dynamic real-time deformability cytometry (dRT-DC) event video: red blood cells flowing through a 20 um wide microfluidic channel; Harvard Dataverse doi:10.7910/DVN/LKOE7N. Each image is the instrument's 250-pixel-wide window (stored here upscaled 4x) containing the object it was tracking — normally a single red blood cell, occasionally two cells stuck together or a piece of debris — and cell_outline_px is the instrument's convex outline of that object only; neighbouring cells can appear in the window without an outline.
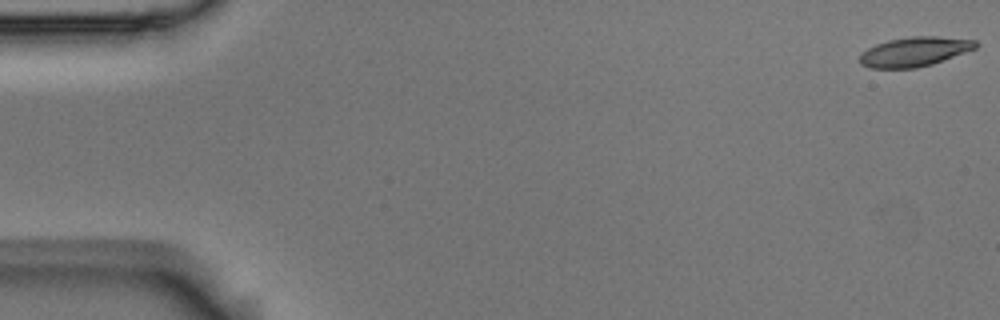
{"species": "Egyptian fruit bat (a non-hibernating species)", "species_latin": "Rousettus aegyptiacus", "temperature_condition": "room temperature", "stored_images_in_passage": 8, "camera_frame_rate_fps": 3000, "um_per_image_px": 0.085, "animal": {"sex": "male"}, "frame": {"image": 1, "passage_image": 1, "time_ms": 0.0, "image_size_px": [1000, 320], "cell_outline_px": [[980, 44], [976, 48], [932, 64], [916, 68], [868, 68], [860, 64], [860, 52], [876, 44], [888, 40], [908, 36], [936, 36], [976, 40]], "centroid_in_image_um": [77.71, 4.39], "position_along_channel_um": 7.3, "area_um2": 20.0}}